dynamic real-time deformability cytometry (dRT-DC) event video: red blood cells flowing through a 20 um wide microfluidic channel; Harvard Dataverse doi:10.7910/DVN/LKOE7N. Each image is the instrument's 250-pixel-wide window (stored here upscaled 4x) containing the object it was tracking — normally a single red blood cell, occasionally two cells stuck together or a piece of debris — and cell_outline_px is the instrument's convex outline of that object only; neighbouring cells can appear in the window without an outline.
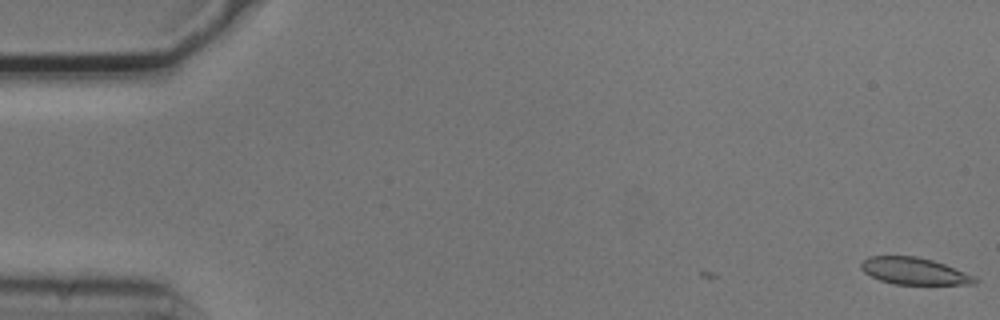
{"species": "common noctule bat (a hibernating species)", "species_latin": "Nyctalus noctula", "temperature_condition": "cold", "stored_images_in_passage": 2, "camera_frame_rate_fps": 3000, "um_per_image_px": 0.085, "animal": {"sex": "male", "body_mass_g": 20.5, "forearm_length_mm": 52.5}, "frame": {"image": 1, "passage_image": 2, "time_ms": 0.333, "image_size_px": [1000, 320], "cell_outline_px": [[980, 280], [976, 284], [892, 284], [880, 280], [864, 272], [860, 268], [860, 264], [868, 256], [916, 256], [932, 260], [944, 264], [976, 276]], "centroid_in_image_um": [77.73, 23.04], "position_along_channel_um": 7.3, "area_um2": 17.86}}